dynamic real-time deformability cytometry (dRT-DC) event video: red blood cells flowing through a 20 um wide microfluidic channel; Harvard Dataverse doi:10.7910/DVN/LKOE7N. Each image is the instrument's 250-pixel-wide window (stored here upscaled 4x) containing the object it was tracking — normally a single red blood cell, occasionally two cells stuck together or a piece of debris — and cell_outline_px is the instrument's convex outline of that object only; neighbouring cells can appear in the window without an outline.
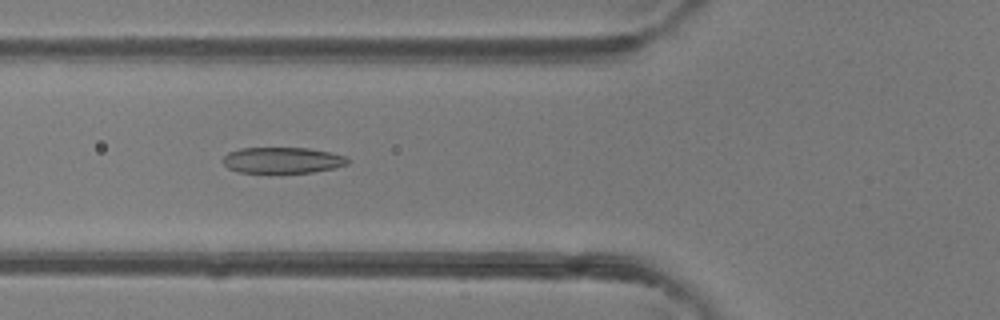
{"species": "common noctule bat (a hibernating species)", "species_latin": "Nyctalus noctula", "temperature_condition": "room temperature", "stored_images_in_passage": 48, "camera_frame_rate_fps": 3000, "um_per_image_px": 0.085, "animal": {"sex": "female"}, "frame": {"image": 1, "passage_image": 18, "time_ms": 5.667, "image_size_px": [1000, 320], "cell_outline_px": [[352, 160], [348, 164], [336, 168], [312, 172], [240, 172], [228, 168], [220, 160], [228, 152], [240, 148], [308, 148], [348, 156]], "centroid_in_image_um": [24.04, 13.61], "position_along_channel_um": 101.8, "area_um2": 19.02}}
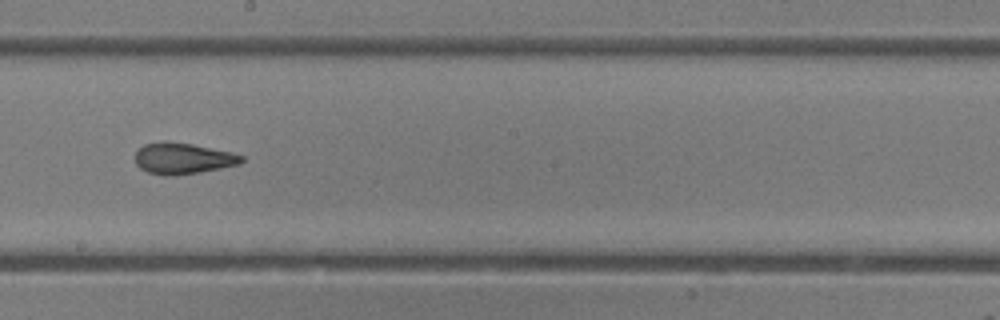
{"frame": {"image": 2, "passage_image": 27, "time_ms": 8.667, "image_size_px": [1000, 320], "cell_outline_px": [[244, 160], [240, 164], [200, 172], [176, 176], [164, 176], [148, 172], [140, 168], [136, 164], [136, 152], [144, 144], [160, 140], [164, 140], [192, 144], [232, 152], [244, 156]], "centroid_in_image_um": [15.54, 13.46], "position_along_channel_um": 232.7, "area_um2": 19.54}}
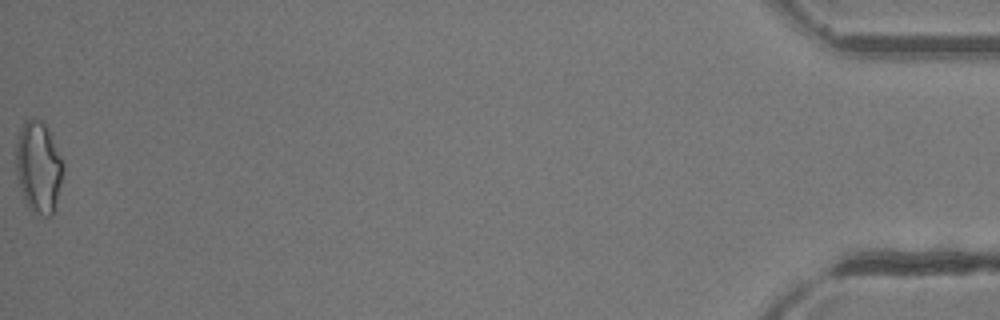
{"frame": {"image": 3, "passage_image": 48, "time_ms": 15.667, "image_size_px": [1000, 320], "cell_outline_px": [[64, 168], [56, 204], [52, 216], [44, 216], [32, 212], [24, 196], [16, 176], [16, 140], [20, 128], [24, 120], [32, 116], [44, 120], [64, 164]], "centroid_in_image_um": [3.27, 14.14], "position_along_channel_um": 431.9, "area_um2": 25.37}, "authors_computed_cell_mechanics": {"area_um2": 20.3167, "velocity_mm_per_s": 4.3422, "shape_relaxation_time_tau1_ms": null, "shape_relaxation_time_tau2_ms": 1.2594, "deformation_change_tau1": null, "deformation_change_tau2": 0.0861}}